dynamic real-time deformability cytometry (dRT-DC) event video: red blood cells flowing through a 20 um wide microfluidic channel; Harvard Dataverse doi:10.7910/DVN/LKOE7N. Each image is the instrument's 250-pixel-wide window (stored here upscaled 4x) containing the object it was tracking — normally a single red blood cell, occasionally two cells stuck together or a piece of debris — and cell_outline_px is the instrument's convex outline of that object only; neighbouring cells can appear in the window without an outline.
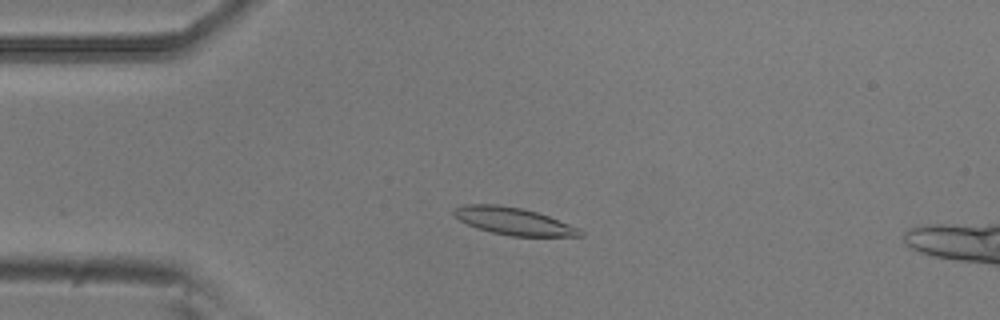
{"species": "common noctule bat (a hibernating species)", "species_latin": "Nyctalus noctula", "temperature_condition": "room temperature", "stored_images_in_passage": 38, "camera_frame_rate_fps": 3000, "um_per_image_px": 0.085, "animal": {"sex": "male", "body_mass_g": 20.5, "forearm_length_mm": 52.5}, "frame": {"image": 1, "passage_image": 13, "time_ms": 4.0, "image_size_px": [1000, 320], "cell_outline_px": [[584, 236], [512, 236], [492, 232], [468, 224], [452, 216], [452, 208], [464, 204], [496, 204], [520, 208], [536, 212], [548, 216], [580, 228], [584, 232]], "centroid_in_image_um": [43.63, 18.79], "position_along_channel_um": 41.4, "area_um2": 20.0}}
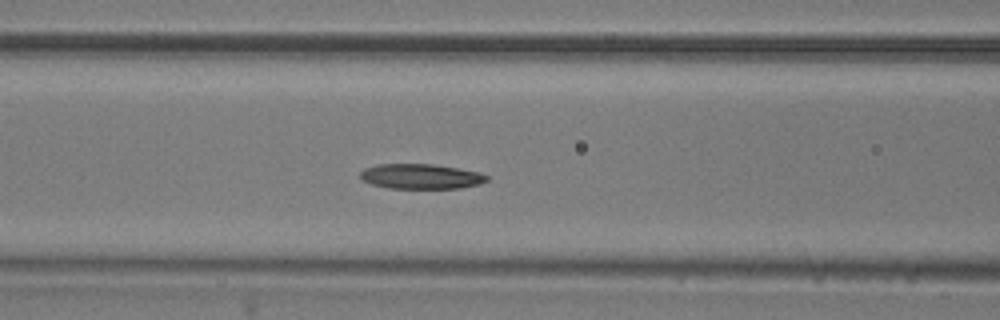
{"frame": {"image": 2, "passage_image": 22, "time_ms": 7.0, "image_size_px": [1000, 320], "cell_outline_px": [[488, 180], [480, 184], [460, 188], [388, 188], [372, 184], [360, 180], [360, 172], [364, 168], [376, 164], [432, 164], [480, 172], [488, 176]], "centroid_in_image_um": [35.75, 14.99], "position_along_channel_um": 130.9, "area_um2": 18.5}}
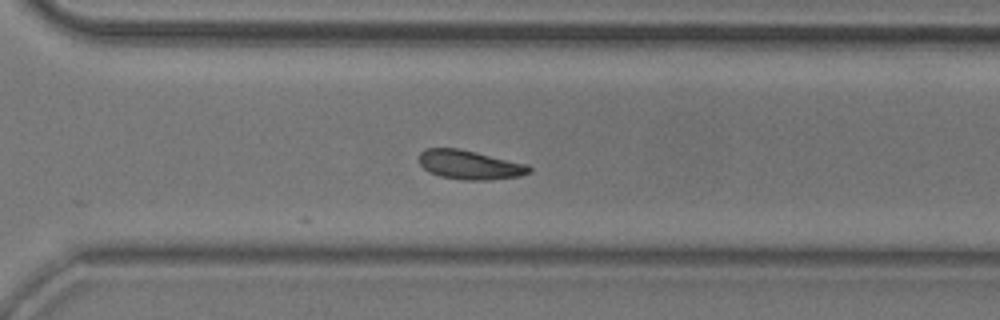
{"frame": {"image": 3, "passage_image": 38, "time_ms": 12.333, "image_size_px": [1000, 320], "cell_outline_px": [[532, 172], [520, 176], [488, 180], [464, 180], [440, 176], [428, 172], [420, 164], [420, 152], [424, 148], [460, 148], [528, 164], [532, 168]], "centroid_in_image_um": [39.95, 14.0], "position_along_channel_um": 330.7, "area_um2": 18.84}}